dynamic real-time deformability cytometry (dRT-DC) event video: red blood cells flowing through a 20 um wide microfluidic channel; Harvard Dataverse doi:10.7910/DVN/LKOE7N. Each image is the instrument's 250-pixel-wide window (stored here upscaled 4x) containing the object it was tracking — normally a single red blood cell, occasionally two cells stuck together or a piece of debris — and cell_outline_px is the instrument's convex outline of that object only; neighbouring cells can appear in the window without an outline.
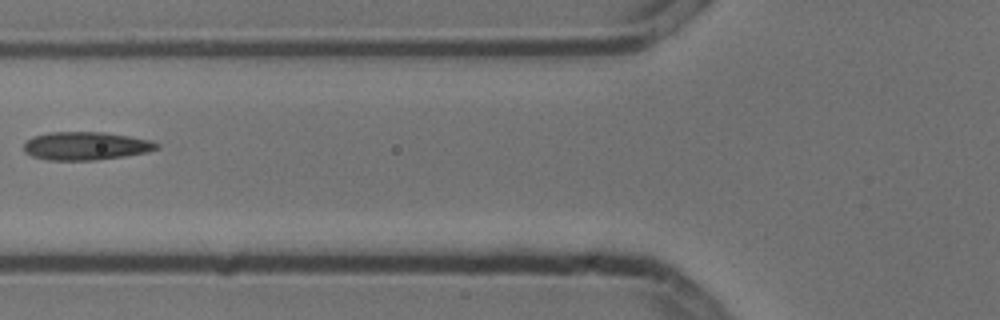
{"species": "common noctule bat (a hibernating species)", "species_latin": "Nyctalus noctula", "temperature_condition": "cold", "stored_images_in_passage": 3, "camera_frame_rate_fps": 3000, "um_per_image_px": 0.085, "animal": {"sex": "male", "body_mass_g": 13.3}, "frame": {"image": 1, "passage_image": 2, "time_ms": 0.333, "image_size_px": [1000, 320], "cell_outline_px": [[160, 148], [148, 152], [124, 156], [96, 160], [48, 160], [32, 156], [24, 152], [24, 140], [32, 136], [48, 132], [104, 132], [152, 140], [160, 144]], "centroid_in_image_um": [7.29, 12.4], "position_along_channel_um": 118.5, "area_um2": 22.08}}
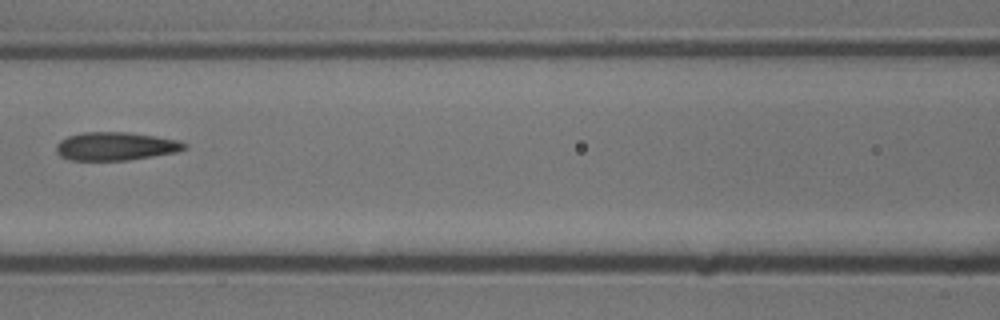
{"frame": {"image": 2, "passage_image": 3, "time_ms": 0.667, "image_size_px": [1000, 320], "cell_outline_px": [[188, 148], [176, 152], [128, 160], [72, 160], [60, 156], [56, 152], [56, 144], [60, 140], [68, 136], [80, 132], [128, 132], [156, 136], [180, 140], [188, 144]], "centroid_in_image_um": [9.84, 12.42], "position_along_channel_um": 156.8, "area_um2": 21.27}}